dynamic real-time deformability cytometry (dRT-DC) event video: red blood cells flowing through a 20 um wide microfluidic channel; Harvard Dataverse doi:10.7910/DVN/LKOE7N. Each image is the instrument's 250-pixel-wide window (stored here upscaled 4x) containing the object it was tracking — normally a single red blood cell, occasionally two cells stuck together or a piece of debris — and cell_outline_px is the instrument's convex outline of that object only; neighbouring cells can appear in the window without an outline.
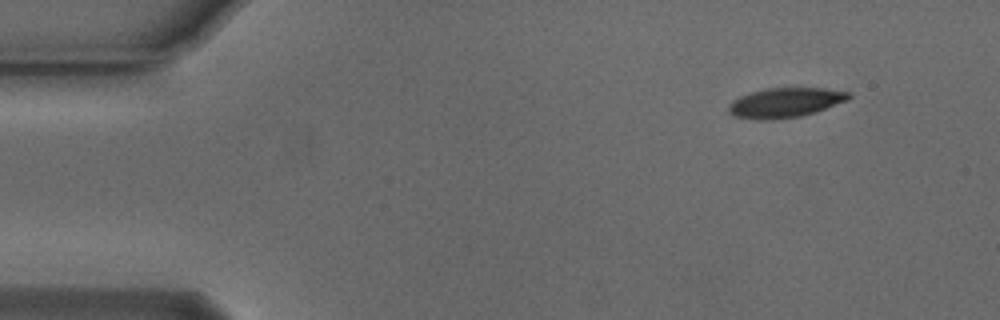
{"species": "Egyptian fruit bat (a non-hibernating species)", "species_latin": "Rousettus aegyptiacus", "temperature_condition": "cold", "stored_images_in_passage": 8, "camera_frame_rate_fps": 3000, "um_per_image_px": 0.085, "animal": {"sex": "male"}, "frame": {"image": 1, "passage_image": 1, "time_ms": 0.0, "image_size_px": [1000, 320], "cell_outline_px": [[852, 96], [848, 100], [816, 112], [800, 116], [772, 120], [760, 120], [736, 116], [728, 112], [728, 104], [732, 100], [740, 96], [764, 88], [824, 88], [852, 92]], "centroid_in_image_um": [66.76, 8.72], "position_along_channel_um": 18.2, "area_um2": 20.92}}